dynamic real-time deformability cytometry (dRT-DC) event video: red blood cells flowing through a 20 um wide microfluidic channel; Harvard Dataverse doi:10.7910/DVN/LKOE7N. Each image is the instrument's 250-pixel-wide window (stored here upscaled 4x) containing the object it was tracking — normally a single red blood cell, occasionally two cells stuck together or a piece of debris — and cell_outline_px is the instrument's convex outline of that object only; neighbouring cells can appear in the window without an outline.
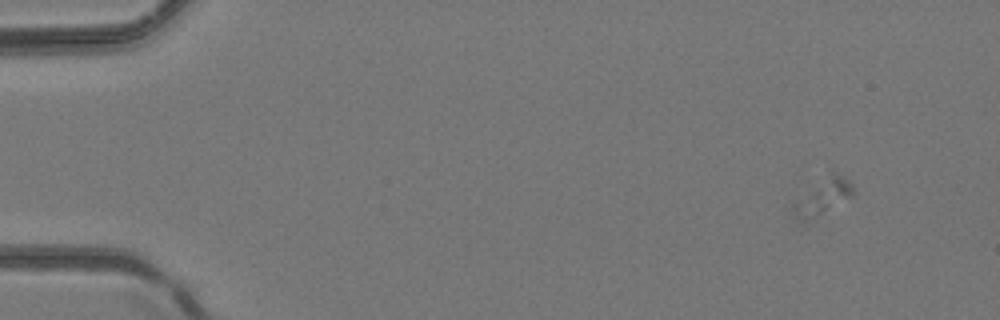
{"species": "common noctule bat (a hibernating species)", "species_latin": "Nyctalus noctula", "temperature_condition": "room temperature", "stored_images_in_passage": 3, "camera_frame_rate_fps": 3000, "um_per_image_px": 0.085, "animal": {"sex": "female", "body_mass_g": 24.6, "forearm_length_mm": 56.2}, "frame": {"image": 1, "passage_image": 3, "time_ms": 0.667, "image_size_px": [1000, 320], "cell_outline_px": [[852, 196], [804, 224], [800, 224], [788, 208], [796, 200], [832, 168], [844, 176], [852, 184]], "centroid_in_image_um": [69.85, 16.73], "position_along_channel_um": 15.1, "area_um2": 13.06}}